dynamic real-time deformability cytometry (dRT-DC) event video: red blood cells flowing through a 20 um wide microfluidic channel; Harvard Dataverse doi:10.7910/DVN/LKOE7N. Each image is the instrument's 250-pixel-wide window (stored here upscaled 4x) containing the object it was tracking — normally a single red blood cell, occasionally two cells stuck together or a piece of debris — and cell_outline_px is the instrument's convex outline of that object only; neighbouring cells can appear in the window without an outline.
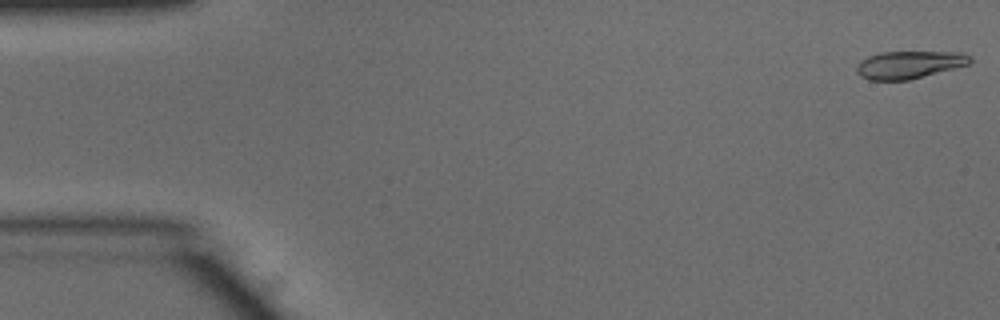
{"species": "common noctule bat (a hibernating species)", "species_latin": "Nyctalus noctula", "temperature_condition": "warm", "stored_images_in_passage": 50, "camera_frame_rate_fps": 3000, "um_per_image_px": 0.085, "animal": {"sex": "male", "body_mass_g": 15.6}, "frame": {"image": 1, "passage_image": 1, "time_ms": 0.0, "image_size_px": [1000, 320], "cell_outline_px": [[972, 60], [968, 64], [908, 80], [868, 80], [860, 76], [856, 72], [856, 68], [868, 56], [880, 52], [964, 52], [972, 56]], "centroid_in_image_um": [77.29, 5.49], "position_along_channel_um": 7.7, "area_um2": 18.03}}
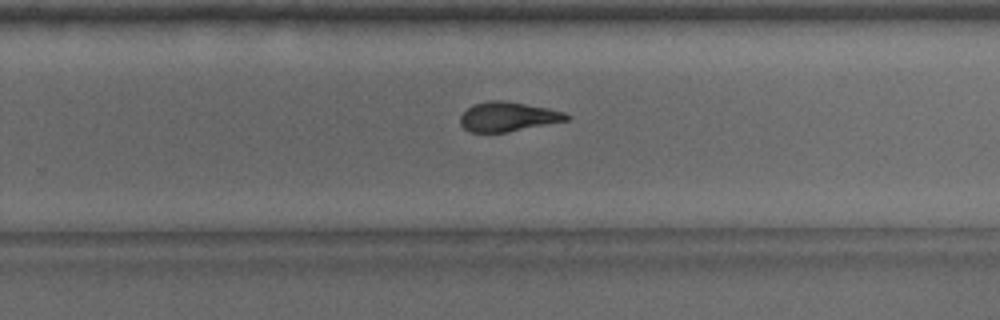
{"frame": {"image": 2, "passage_image": 32, "time_ms": 10.333, "image_size_px": [1000, 320], "cell_outline_px": [[572, 116], [568, 120], [508, 132], [468, 132], [460, 124], [460, 116], [472, 104], [488, 100], [504, 100], [548, 108], [564, 112]], "centroid_in_image_um": [43.16, 9.91], "position_along_channel_um": 286.6, "area_um2": 18.32}}
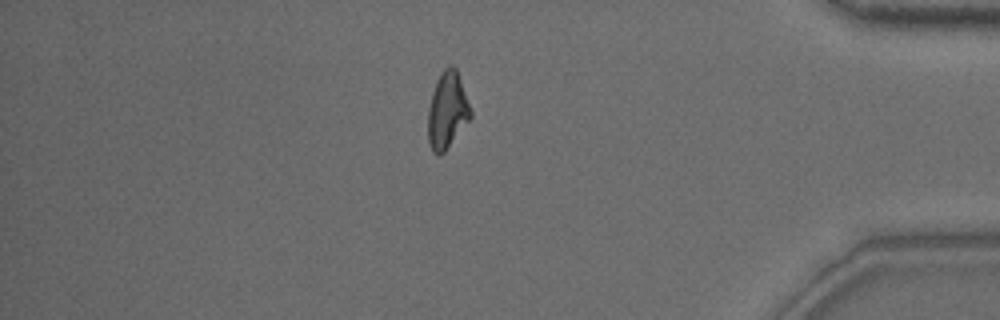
{"frame": {"image": 3, "passage_image": 43, "time_ms": 14.0, "image_size_px": [1000, 320], "cell_outline_px": [[472, 116], [444, 152], [440, 156], [432, 152], [428, 144], [428, 108], [432, 92], [436, 80], [444, 68], [448, 64], [452, 64], [456, 68], [472, 112]], "centroid_in_image_um": [37.99, 9.38], "position_along_channel_um": 397.2, "area_um2": 19.02}, "authors_computed_cell_mechanics": {"area_um2": 19.0162, "velocity_mm_per_s": 3.9706, "shape_relaxation_time_tau1_ms": 4.3852, "shape_relaxation_time_tau2_ms": 2.0282, "deformation_change_tau1": 0.1751, "deformation_change_tau2": 0.1017}}